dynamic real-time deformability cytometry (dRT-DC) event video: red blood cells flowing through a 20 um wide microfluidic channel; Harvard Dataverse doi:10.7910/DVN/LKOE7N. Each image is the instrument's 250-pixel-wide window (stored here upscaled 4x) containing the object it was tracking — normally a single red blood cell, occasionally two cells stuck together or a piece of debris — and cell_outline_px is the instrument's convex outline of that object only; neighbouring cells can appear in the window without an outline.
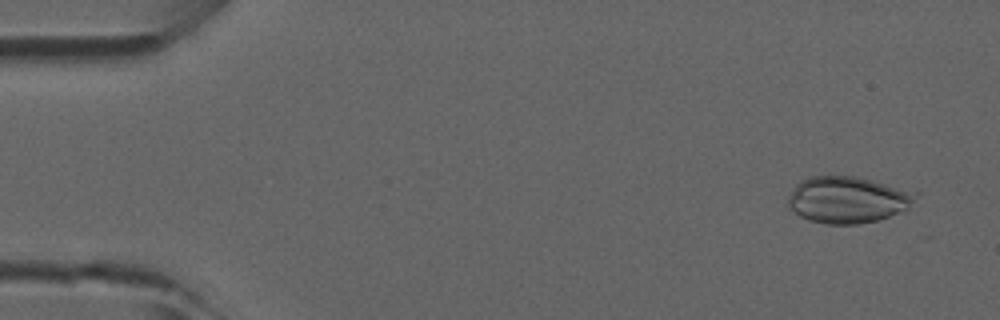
{"species": "common noctule bat (a hibernating species)", "species_latin": "Nyctalus noctula", "temperature_condition": "room temperature", "stored_images_in_passage": 15, "camera_frame_rate_fps": 3000, "um_per_image_px": 0.085, "animal": {"sex": "male", "forearm_length_mm": 52.5}, "frame": {"image": 1, "passage_image": 3, "time_ms": 0.667, "image_size_px": [1000, 320], "cell_outline_px": [[920, 192], [908, 208], [888, 216], [876, 220], [856, 224], [824, 224], [808, 220], [800, 216], [788, 208], [788, 196], [796, 184], [800, 180], [812, 176], [856, 176]], "centroid_in_image_um": [72.03, 16.97], "position_along_channel_um": 13.0, "area_um2": 34.68}}